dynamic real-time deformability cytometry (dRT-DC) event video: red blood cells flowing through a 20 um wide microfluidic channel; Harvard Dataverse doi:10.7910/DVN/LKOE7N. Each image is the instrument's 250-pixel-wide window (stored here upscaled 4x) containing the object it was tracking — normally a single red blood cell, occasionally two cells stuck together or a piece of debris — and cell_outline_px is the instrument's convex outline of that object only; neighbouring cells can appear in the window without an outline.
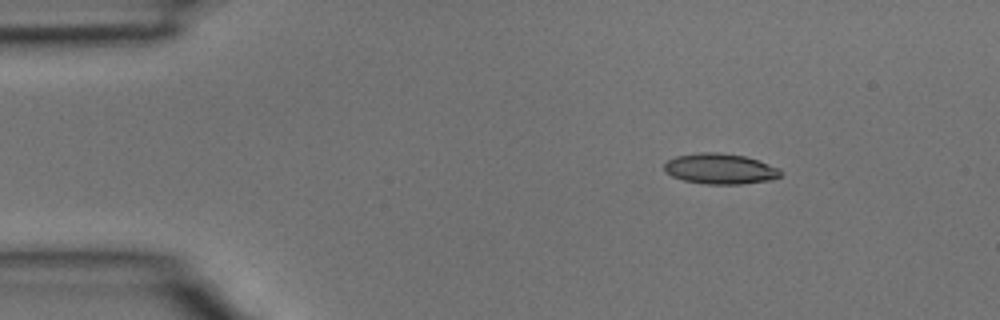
{"species": "common noctule bat (a hibernating species)", "species_latin": "Nyctalus noctula", "temperature_condition": "room temperature", "stored_images_in_passage": 3, "camera_frame_rate_fps": 3000, "um_per_image_px": 0.085, "animal": {"sex": "male", "body_mass_g": 15.6}, "frame": {"image": 1, "passage_image": 1, "time_ms": 0.0, "image_size_px": [1000, 320], "cell_outline_px": [[780, 176], [772, 180], [740, 184], [708, 184], [684, 180], [672, 176], [664, 172], [664, 164], [668, 160], [676, 156], [700, 152], [720, 152], [744, 156], [780, 168]], "centroid_in_image_um": [61.19, 14.34], "position_along_channel_um": 23.8, "area_um2": 20.63}}